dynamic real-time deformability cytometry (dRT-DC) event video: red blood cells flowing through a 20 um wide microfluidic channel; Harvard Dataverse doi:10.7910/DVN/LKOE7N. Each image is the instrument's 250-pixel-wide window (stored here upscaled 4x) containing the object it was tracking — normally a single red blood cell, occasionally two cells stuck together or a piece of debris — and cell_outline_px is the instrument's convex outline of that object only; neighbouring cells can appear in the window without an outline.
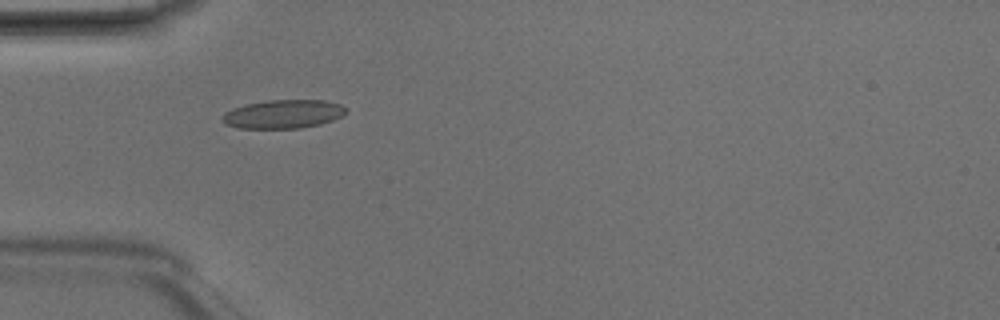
{"species": "Egyptian fruit bat (a non-hibernating species)", "species_latin": "Rousettus aegyptiacus", "temperature_condition": "room temperature", "stored_images_in_passage": 3, "camera_frame_rate_fps": 3000, "um_per_image_px": 0.085, "animal": {"sex": "male"}, "frame": {"image": 1, "passage_image": 2, "time_ms": 0.333, "image_size_px": [1000, 320], "cell_outline_px": [[344, 116], [320, 124], [300, 128], [236, 128], [224, 124], [220, 120], [220, 116], [224, 112], [232, 108], [248, 104], [268, 100], [324, 100], [340, 104], [344, 108]], "centroid_in_image_um": [24.01, 9.7], "position_along_channel_um": 61.0, "area_um2": 20.69}}